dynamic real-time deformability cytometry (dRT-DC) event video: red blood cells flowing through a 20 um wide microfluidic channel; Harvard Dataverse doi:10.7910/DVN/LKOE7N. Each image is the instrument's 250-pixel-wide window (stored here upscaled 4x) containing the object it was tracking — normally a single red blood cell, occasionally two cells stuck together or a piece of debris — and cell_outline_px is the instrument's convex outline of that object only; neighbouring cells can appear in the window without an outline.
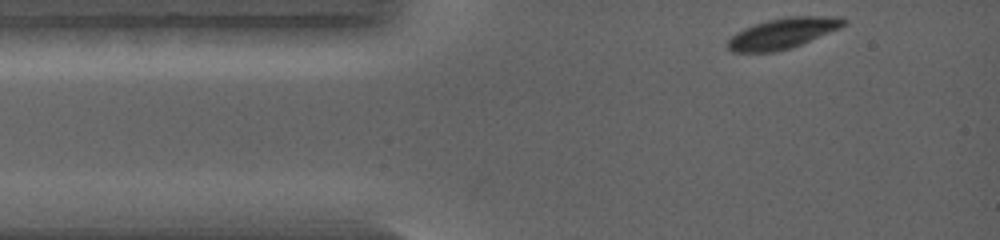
{"species": "common noctule bat (a hibernating species)", "species_latin": "Nyctalus noctula", "temperature_condition": "warm", "stored_images_in_passage": 44, "camera_frame_rate_fps": 5000, "um_per_image_px": 0.085, "animal": {"sex": "female", "body_mass_g": 19.0, "forearm_length_mm": 56.7}, "frame": {"image": 1, "passage_image": 1, "time_ms": 0.0, "image_size_px": [1000, 240], "cell_outline_px": [[848, 20], [840, 28], [800, 44], [776, 52], [732, 52], [728, 48], [728, 40], [736, 32], [744, 28], [768, 20], [784, 16], [844, 16]], "centroid_in_image_um": [66.56, 2.81], "position_along_channel_um": 18.4, "area_um2": 20.58}}
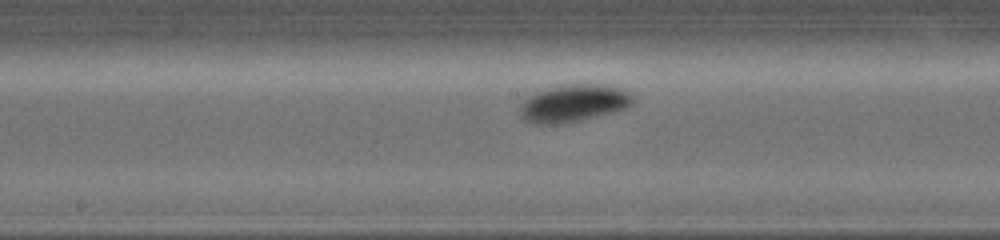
{"frame": {"image": 2, "passage_image": 22, "time_ms": 4.2, "image_size_px": [1000, 240], "cell_outline_px": [[632, 104], [628, 108], [616, 112], [580, 120], [556, 124], [536, 124], [524, 120], [520, 116], [520, 108], [524, 100], [528, 96], [544, 88], [568, 84], [604, 84], [620, 88], [628, 92], [632, 96]], "centroid_in_image_um": [48.75, 8.77], "position_along_channel_um": 199.4, "area_um2": 24.74}}
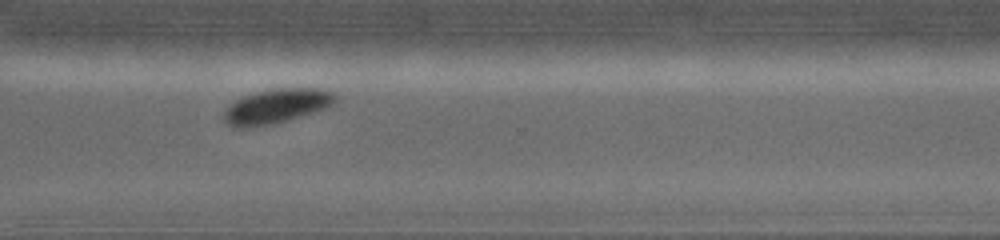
{"frame": {"image": 3, "passage_image": 36, "time_ms": 7.0, "image_size_px": [1000, 240], "cell_outline_px": [[336, 100], [332, 104], [324, 108], [288, 120], [272, 124], [248, 128], [236, 128], [228, 124], [224, 120], [224, 112], [236, 100], [244, 96], [256, 92], [276, 88], [320, 88], [332, 92], [336, 96]], "centroid_in_image_um": [23.49, 9.03], "position_along_channel_um": 347.1, "area_um2": 22.08}}